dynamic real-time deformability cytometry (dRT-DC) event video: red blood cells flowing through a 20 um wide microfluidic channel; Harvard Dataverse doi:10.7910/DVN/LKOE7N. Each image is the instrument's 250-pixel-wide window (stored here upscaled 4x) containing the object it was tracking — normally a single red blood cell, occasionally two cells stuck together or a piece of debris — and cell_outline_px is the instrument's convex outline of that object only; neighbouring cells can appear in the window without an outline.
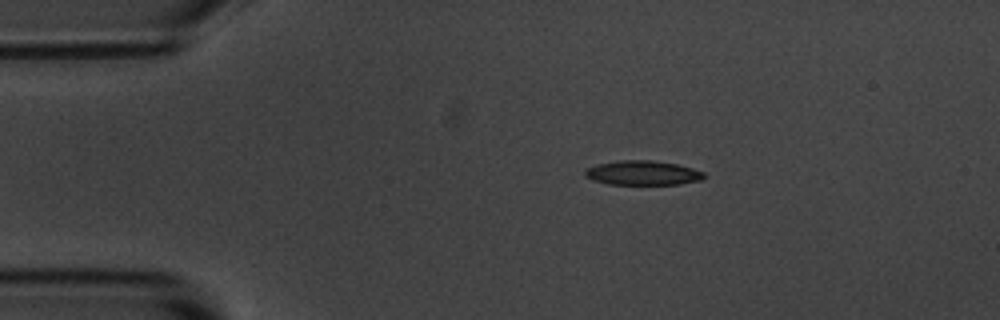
{"species": "common noctule bat (a hibernating species)", "species_latin": "Nyctalus noctula", "temperature_condition": "room temperature", "stored_images_in_passage": 5, "camera_frame_rate_fps": 3000, "um_per_image_px": 0.085, "animal": {"sex": "male", "body_mass_g": 20.1, "forearm_length_mm": 53.5}, "frame": {"image": 1, "passage_image": 2, "time_ms": 1.0, "image_size_px": [1000, 320], "cell_outline_px": [[704, 176], [700, 180], [680, 184], [608, 184], [592, 180], [584, 176], [584, 172], [588, 168], [596, 164], [620, 160], [652, 160], [676, 164], [692, 168], [704, 172]], "centroid_in_image_um": [54.59, 14.69], "position_along_channel_um": 30.4, "area_um2": 16.88}}
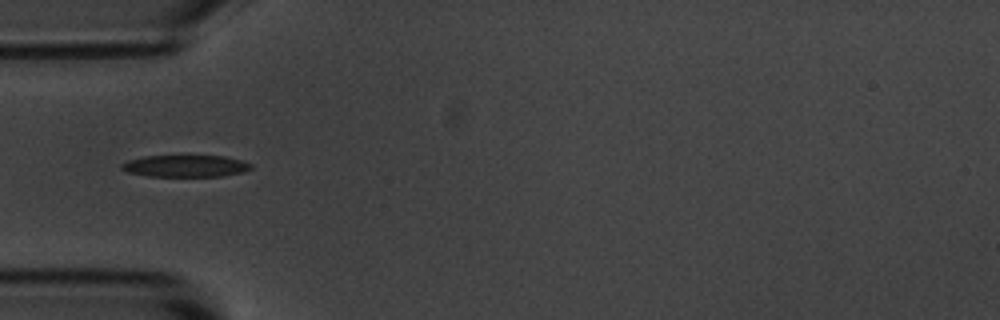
{"frame": {"image": 2, "passage_image": 4, "time_ms": 3.333, "image_size_px": [1000, 320], "cell_outline_px": [[252, 168], [244, 172], [224, 176], [148, 176], [128, 172], [120, 168], [120, 164], [128, 160], [144, 156], [188, 152], [224, 156], [240, 160], [252, 164]], "centroid_in_image_um": [15.76, 14.05], "position_along_channel_um": 69.2, "area_um2": 17.63}}